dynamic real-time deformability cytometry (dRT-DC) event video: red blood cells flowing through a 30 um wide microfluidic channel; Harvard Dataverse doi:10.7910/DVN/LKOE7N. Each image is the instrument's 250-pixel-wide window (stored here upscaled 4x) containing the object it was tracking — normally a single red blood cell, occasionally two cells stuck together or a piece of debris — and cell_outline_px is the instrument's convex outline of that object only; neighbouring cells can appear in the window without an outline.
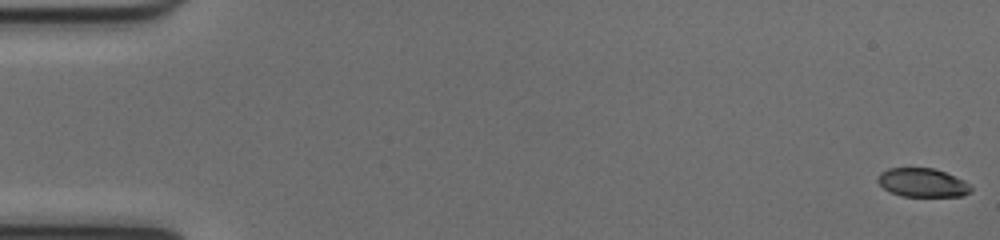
{"species": "common noctule bat (a hibernating species)", "species_latin": "Nyctalus noctula", "temperature_condition": "cold", "stored_images_in_passage": 53, "camera_frame_rate_fps": 3000, "um_per_image_px": 0.085, "animal": {"sex": "female", "body_mass_g": 17.0, "forearm_length_mm": 48.0}, "frame": {"image": 1, "passage_image": 1, "time_ms": 0.0, "image_size_px": [1000, 240], "cell_outline_px": [[972, 192], [964, 196], [900, 196], [884, 188], [876, 180], [876, 176], [880, 172], [888, 168], [932, 168], [944, 172], [964, 180], [972, 188]], "centroid_in_image_um": [78.4, 15.52], "position_along_channel_um": 6.6, "area_um2": 15.61}}
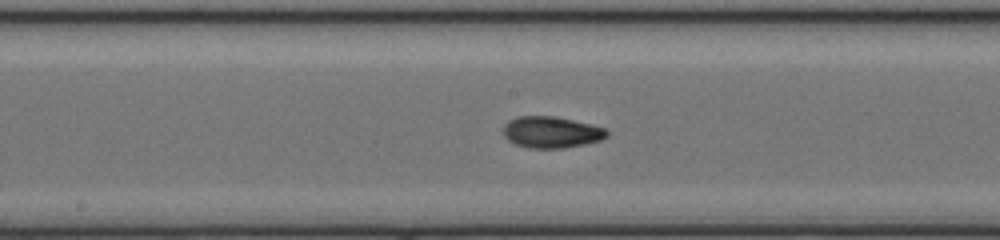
{"frame": {"image": 2, "passage_image": 28, "time_ms": 9.0, "image_size_px": [1000, 240], "cell_outline_px": [[608, 136], [600, 140], [584, 144], [564, 148], [528, 148], [516, 144], [508, 140], [504, 136], [504, 124], [508, 120], [520, 116], [556, 116], [604, 128], [608, 132]], "centroid_in_image_um": [46.84, 11.24], "position_along_channel_um": 201.4, "area_um2": 18.84}}
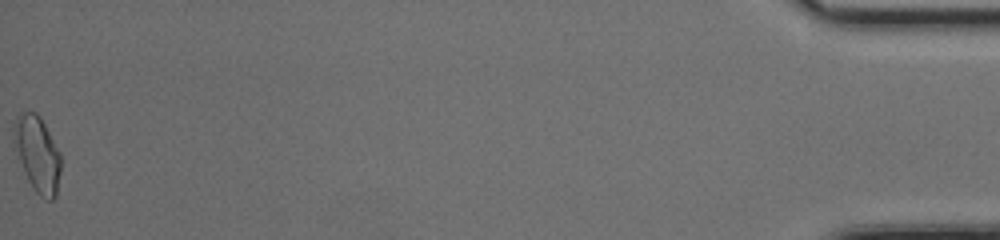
{"frame": {"image": 3, "passage_image": 53, "time_ms": 17.333, "image_size_px": [1000, 240], "cell_outline_px": [[60, 172], [56, 196], [52, 200], [48, 200], [40, 196], [32, 188], [24, 172], [12, 140], [12, 124], [16, 116], [20, 112], [36, 112], [40, 116], [60, 152]], "centroid_in_image_um": [3.15, 13.06], "position_along_channel_um": 432.0, "area_um2": 20.92}, "authors_computed_cell_mechanics": {"area_um2": 17.918, "velocity_mm_per_s": 4.0045, "shape_relaxation_time_tau1_ms": 3.362, "shape_relaxation_time_tau2_ms": 1.8814, "deformation_change_tau1": 0.1661, "deformation_change_tau2": 0.0626}}